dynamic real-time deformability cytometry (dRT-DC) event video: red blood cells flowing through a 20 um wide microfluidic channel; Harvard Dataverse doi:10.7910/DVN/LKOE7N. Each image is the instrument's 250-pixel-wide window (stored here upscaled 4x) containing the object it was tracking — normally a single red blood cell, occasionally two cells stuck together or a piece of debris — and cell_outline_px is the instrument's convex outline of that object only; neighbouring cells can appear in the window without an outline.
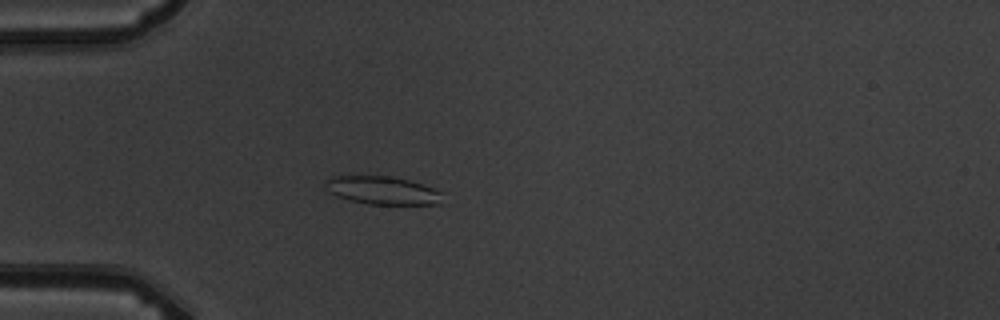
{"species": "common noctule bat (a hibernating species)", "species_latin": "Nyctalus noctula", "temperature_condition": "warm", "stored_images_in_passage": 6, "camera_frame_rate_fps": 3000, "um_per_image_px": 0.085, "animal": {"sex": "male", "body_mass_g": 19.5, "forearm_length_mm": 54.6}, "frame": {"image": 1, "passage_image": 5, "time_ms": 4.667, "image_size_px": [1000, 320], "cell_outline_px": [[440, 204], [368, 204], [336, 196], [324, 184], [324, 180], [332, 176], [388, 176], [408, 180], [432, 188], [440, 192]], "centroid_in_image_um": [32.46, 16.18], "position_along_channel_um": 52.5, "area_um2": 18.73}}